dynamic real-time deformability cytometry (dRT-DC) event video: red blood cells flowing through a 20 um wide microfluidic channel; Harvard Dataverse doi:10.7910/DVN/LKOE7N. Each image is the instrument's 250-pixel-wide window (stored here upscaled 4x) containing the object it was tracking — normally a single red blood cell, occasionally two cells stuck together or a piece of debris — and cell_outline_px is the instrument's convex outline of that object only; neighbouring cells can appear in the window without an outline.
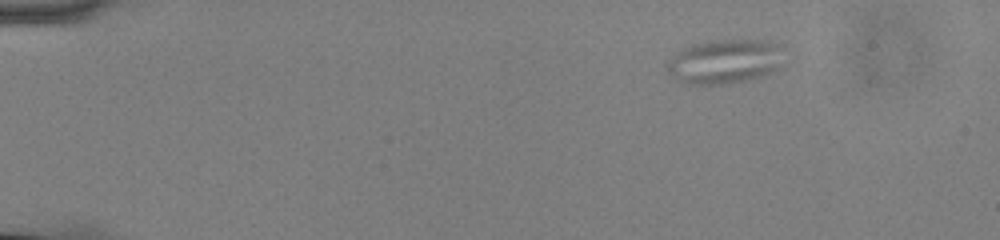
{"species": "common noctule bat (a hibernating species)", "species_latin": "Nyctalus noctula", "temperature_condition": "cold", "stored_images_in_passage": 49, "camera_frame_rate_fps": 3000, "um_per_image_px": 0.085, "animal": {"sex": "male", "body_mass_g": 13.0, "forearm_length_mm": 53.1}, "frame": {"image": 1, "passage_image": 1, "time_ms": 0.0, "image_size_px": [1000, 240], "cell_outline_px": [[784, 68], [764, 76], [748, 80], [724, 84], [680, 84], [668, 72], [668, 60], [676, 52], [692, 44], [708, 40], [764, 40], [784, 44]], "centroid_in_image_um": [61.71, 5.22], "position_along_channel_um": 23.3, "area_um2": 31.21}}
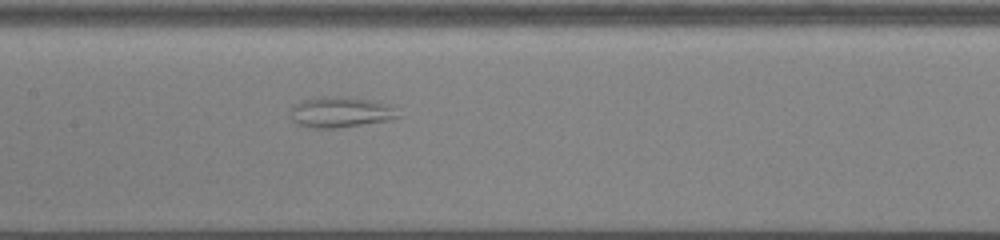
{"frame": {"image": 2, "passage_image": 22, "time_ms": 7.0, "image_size_px": [1000, 240], "cell_outline_px": [[400, 116], [388, 120], [340, 128], [312, 128], [300, 124], [292, 120], [292, 104], [300, 100], [324, 96], [344, 96], [372, 100], [392, 104], [396, 108]], "centroid_in_image_um": [28.98, 9.51], "position_along_channel_um": 178.4, "area_um2": 19.48}}
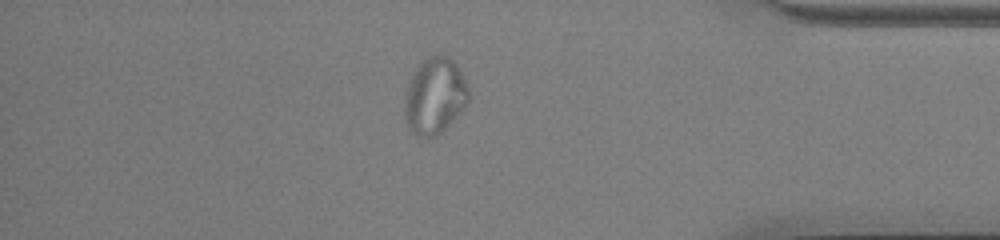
{"frame": {"image": 3, "passage_image": 42, "time_ms": 13.667, "image_size_px": [1000, 240], "cell_outline_px": [[468, 100], [464, 108], [436, 136], [416, 136], [408, 128], [404, 112], [404, 104], [408, 84], [416, 68], [428, 56], [436, 52], [448, 56], [460, 68], [464, 76], [468, 88]], "centroid_in_image_um": [36.95, 8.11], "position_along_channel_um": 398.2, "area_um2": 28.32}}